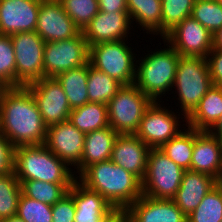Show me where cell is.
<instances>
[{"instance_id": "obj_1", "label": "cell", "mask_w": 222, "mask_h": 222, "mask_svg": "<svg viewBox=\"0 0 222 222\" xmlns=\"http://www.w3.org/2000/svg\"><path fill=\"white\" fill-rule=\"evenodd\" d=\"M0 132L11 142L14 149L45 143L47 126L26 86L1 89Z\"/></svg>"}, {"instance_id": "obj_2", "label": "cell", "mask_w": 222, "mask_h": 222, "mask_svg": "<svg viewBox=\"0 0 222 222\" xmlns=\"http://www.w3.org/2000/svg\"><path fill=\"white\" fill-rule=\"evenodd\" d=\"M77 179L97 191L114 209L126 210L142 196L141 181L111 160L88 166Z\"/></svg>"}, {"instance_id": "obj_3", "label": "cell", "mask_w": 222, "mask_h": 222, "mask_svg": "<svg viewBox=\"0 0 222 222\" xmlns=\"http://www.w3.org/2000/svg\"><path fill=\"white\" fill-rule=\"evenodd\" d=\"M13 171L18 181L38 180L73 184L77 179L76 171L44 144L15 148Z\"/></svg>"}, {"instance_id": "obj_4", "label": "cell", "mask_w": 222, "mask_h": 222, "mask_svg": "<svg viewBox=\"0 0 222 222\" xmlns=\"http://www.w3.org/2000/svg\"><path fill=\"white\" fill-rule=\"evenodd\" d=\"M164 48L155 49L136 60L134 84L152 101H160L162 96L173 90L176 68L180 55L163 39ZM167 48H166V47ZM158 50V51H157ZM141 61V62H140ZM167 92V93H166Z\"/></svg>"}, {"instance_id": "obj_5", "label": "cell", "mask_w": 222, "mask_h": 222, "mask_svg": "<svg viewBox=\"0 0 222 222\" xmlns=\"http://www.w3.org/2000/svg\"><path fill=\"white\" fill-rule=\"evenodd\" d=\"M212 85L206 58L180 56L171 93H177L181 116L187 118Z\"/></svg>"}, {"instance_id": "obj_6", "label": "cell", "mask_w": 222, "mask_h": 222, "mask_svg": "<svg viewBox=\"0 0 222 222\" xmlns=\"http://www.w3.org/2000/svg\"><path fill=\"white\" fill-rule=\"evenodd\" d=\"M127 40L103 42L90 46V64L121 85L133 84L136 77L137 54L133 53L131 44Z\"/></svg>"}, {"instance_id": "obj_7", "label": "cell", "mask_w": 222, "mask_h": 222, "mask_svg": "<svg viewBox=\"0 0 222 222\" xmlns=\"http://www.w3.org/2000/svg\"><path fill=\"white\" fill-rule=\"evenodd\" d=\"M152 102L134 83L122 85L107 104L109 126L118 134H135Z\"/></svg>"}, {"instance_id": "obj_8", "label": "cell", "mask_w": 222, "mask_h": 222, "mask_svg": "<svg viewBox=\"0 0 222 222\" xmlns=\"http://www.w3.org/2000/svg\"><path fill=\"white\" fill-rule=\"evenodd\" d=\"M184 172L159 148H150L145 176L141 182L142 195L156 199H173Z\"/></svg>"}, {"instance_id": "obj_9", "label": "cell", "mask_w": 222, "mask_h": 222, "mask_svg": "<svg viewBox=\"0 0 222 222\" xmlns=\"http://www.w3.org/2000/svg\"><path fill=\"white\" fill-rule=\"evenodd\" d=\"M162 102L164 105V101H153L145 110L135 133L150 148H160L184 130L181 126H187L186 123L181 125L180 118L186 122V117H179L181 112L174 113V110L163 106Z\"/></svg>"}, {"instance_id": "obj_10", "label": "cell", "mask_w": 222, "mask_h": 222, "mask_svg": "<svg viewBox=\"0 0 222 222\" xmlns=\"http://www.w3.org/2000/svg\"><path fill=\"white\" fill-rule=\"evenodd\" d=\"M10 37L15 53L16 87L42 79L45 41L36 32H19Z\"/></svg>"}, {"instance_id": "obj_11", "label": "cell", "mask_w": 222, "mask_h": 222, "mask_svg": "<svg viewBox=\"0 0 222 222\" xmlns=\"http://www.w3.org/2000/svg\"><path fill=\"white\" fill-rule=\"evenodd\" d=\"M90 47L82 31L75 37L56 42H45L44 77H57L67 70L89 63Z\"/></svg>"}, {"instance_id": "obj_12", "label": "cell", "mask_w": 222, "mask_h": 222, "mask_svg": "<svg viewBox=\"0 0 222 222\" xmlns=\"http://www.w3.org/2000/svg\"><path fill=\"white\" fill-rule=\"evenodd\" d=\"M26 87L31 91L47 127L69 120L72 109L56 77H43Z\"/></svg>"}, {"instance_id": "obj_13", "label": "cell", "mask_w": 222, "mask_h": 222, "mask_svg": "<svg viewBox=\"0 0 222 222\" xmlns=\"http://www.w3.org/2000/svg\"><path fill=\"white\" fill-rule=\"evenodd\" d=\"M163 39L180 56L206 58L213 49V35L192 16L185 18Z\"/></svg>"}, {"instance_id": "obj_14", "label": "cell", "mask_w": 222, "mask_h": 222, "mask_svg": "<svg viewBox=\"0 0 222 222\" xmlns=\"http://www.w3.org/2000/svg\"><path fill=\"white\" fill-rule=\"evenodd\" d=\"M35 32L45 42L71 39L81 31L59 0H41Z\"/></svg>"}, {"instance_id": "obj_15", "label": "cell", "mask_w": 222, "mask_h": 222, "mask_svg": "<svg viewBox=\"0 0 222 222\" xmlns=\"http://www.w3.org/2000/svg\"><path fill=\"white\" fill-rule=\"evenodd\" d=\"M85 135L67 120L47 127L44 145L75 170L81 163Z\"/></svg>"}, {"instance_id": "obj_16", "label": "cell", "mask_w": 222, "mask_h": 222, "mask_svg": "<svg viewBox=\"0 0 222 222\" xmlns=\"http://www.w3.org/2000/svg\"><path fill=\"white\" fill-rule=\"evenodd\" d=\"M131 23L128 11H99L82 33L89 47L103 42L125 40L131 34Z\"/></svg>"}, {"instance_id": "obj_17", "label": "cell", "mask_w": 222, "mask_h": 222, "mask_svg": "<svg viewBox=\"0 0 222 222\" xmlns=\"http://www.w3.org/2000/svg\"><path fill=\"white\" fill-rule=\"evenodd\" d=\"M41 0H0V34L35 32Z\"/></svg>"}, {"instance_id": "obj_18", "label": "cell", "mask_w": 222, "mask_h": 222, "mask_svg": "<svg viewBox=\"0 0 222 222\" xmlns=\"http://www.w3.org/2000/svg\"><path fill=\"white\" fill-rule=\"evenodd\" d=\"M149 150L150 147L136 134H118L110 160L135 175L142 182Z\"/></svg>"}, {"instance_id": "obj_19", "label": "cell", "mask_w": 222, "mask_h": 222, "mask_svg": "<svg viewBox=\"0 0 222 222\" xmlns=\"http://www.w3.org/2000/svg\"><path fill=\"white\" fill-rule=\"evenodd\" d=\"M128 222H187L174 201L142 195L126 210Z\"/></svg>"}, {"instance_id": "obj_20", "label": "cell", "mask_w": 222, "mask_h": 222, "mask_svg": "<svg viewBox=\"0 0 222 222\" xmlns=\"http://www.w3.org/2000/svg\"><path fill=\"white\" fill-rule=\"evenodd\" d=\"M222 142L209 131L195 129L190 171L212 176L220 183Z\"/></svg>"}, {"instance_id": "obj_21", "label": "cell", "mask_w": 222, "mask_h": 222, "mask_svg": "<svg viewBox=\"0 0 222 222\" xmlns=\"http://www.w3.org/2000/svg\"><path fill=\"white\" fill-rule=\"evenodd\" d=\"M68 193L75 204L74 222H102L115 210L103 196L87 188L78 179Z\"/></svg>"}, {"instance_id": "obj_22", "label": "cell", "mask_w": 222, "mask_h": 222, "mask_svg": "<svg viewBox=\"0 0 222 222\" xmlns=\"http://www.w3.org/2000/svg\"><path fill=\"white\" fill-rule=\"evenodd\" d=\"M218 183L210 175L186 170L183 174L180 187L172 200L188 216L201 203L203 197Z\"/></svg>"}, {"instance_id": "obj_23", "label": "cell", "mask_w": 222, "mask_h": 222, "mask_svg": "<svg viewBox=\"0 0 222 222\" xmlns=\"http://www.w3.org/2000/svg\"><path fill=\"white\" fill-rule=\"evenodd\" d=\"M117 136L110 126L86 133L81 163L75 168L77 175L92 164L110 160Z\"/></svg>"}, {"instance_id": "obj_24", "label": "cell", "mask_w": 222, "mask_h": 222, "mask_svg": "<svg viewBox=\"0 0 222 222\" xmlns=\"http://www.w3.org/2000/svg\"><path fill=\"white\" fill-rule=\"evenodd\" d=\"M222 117V86L212 85L198 106L186 118V124L198 131H209Z\"/></svg>"}, {"instance_id": "obj_25", "label": "cell", "mask_w": 222, "mask_h": 222, "mask_svg": "<svg viewBox=\"0 0 222 222\" xmlns=\"http://www.w3.org/2000/svg\"><path fill=\"white\" fill-rule=\"evenodd\" d=\"M127 8L132 24L138 22V28L162 38L161 0H127Z\"/></svg>"}, {"instance_id": "obj_26", "label": "cell", "mask_w": 222, "mask_h": 222, "mask_svg": "<svg viewBox=\"0 0 222 222\" xmlns=\"http://www.w3.org/2000/svg\"><path fill=\"white\" fill-rule=\"evenodd\" d=\"M89 63L60 73L56 79L61 83L71 109L83 106L88 99L87 79Z\"/></svg>"}, {"instance_id": "obj_27", "label": "cell", "mask_w": 222, "mask_h": 222, "mask_svg": "<svg viewBox=\"0 0 222 222\" xmlns=\"http://www.w3.org/2000/svg\"><path fill=\"white\" fill-rule=\"evenodd\" d=\"M69 121L85 134L108 127L107 104L87 102L83 106L71 110Z\"/></svg>"}, {"instance_id": "obj_28", "label": "cell", "mask_w": 222, "mask_h": 222, "mask_svg": "<svg viewBox=\"0 0 222 222\" xmlns=\"http://www.w3.org/2000/svg\"><path fill=\"white\" fill-rule=\"evenodd\" d=\"M187 127V128H186ZM159 149L182 169L190 170L195 142V129L188 126Z\"/></svg>"}, {"instance_id": "obj_29", "label": "cell", "mask_w": 222, "mask_h": 222, "mask_svg": "<svg viewBox=\"0 0 222 222\" xmlns=\"http://www.w3.org/2000/svg\"><path fill=\"white\" fill-rule=\"evenodd\" d=\"M122 85L106 73L94 68L89 62L87 79L89 102L108 104Z\"/></svg>"}, {"instance_id": "obj_30", "label": "cell", "mask_w": 222, "mask_h": 222, "mask_svg": "<svg viewBox=\"0 0 222 222\" xmlns=\"http://www.w3.org/2000/svg\"><path fill=\"white\" fill-rule=\"evenodd\" d=\"M21 193L41 203L54 205L64 197L73 184H56L38 180L19 181Z\"/></svg>"}, {"instance_id": "obj_31", "label": "cell", "mask_w": 222, "mask_h": 222, "mask_svg": "<svg viewBox=\"0 0 222 222\" xmlns=\"http://www.w3.org/2000/svg\"><path fill=\"white\" fill-rule=\"evenodd\" d=\"M187 222H222V184L207 193L197 208L187 216Z\"/></svg>"}, {"instance_id": "obj_32", "label": "cell", "mask_w": 222, "mask_h": 222, "mask_svg": "<svg viewBox=\"0 0 222 222\" xmlns=\"http://www.w3.org/2000/svg\"><path fill=\"white\" fill-rule=\"evenodd\" d=\"M21 196V186L14 171L0 175V219L15 216Z\"/></svg>"}, {"instance_id": "obj_33", "label": "cell", "mask_w": 222, "mask_h": 222, "mask_svg": "<svg viewBox=\"0 0 222 222\" xmlns=\"http://www.w3.org/2000/svg\"><path fill=\"white\" fill-rule=\"evenodd\" d=\"M196 0H161L162 39L185 18L191 16Z\"/></svg>"}, {"instance_id": "obj_34", "label": "cell", "mask_w": 222, "mask_h": 222, "mask_svg": "<svg viewBox=\"0 0 222 222\" xmlns=\"http://www.w3.org/2000/svg\"><path fill=\"white\" fill-rule=\"evenodd\" d=\"M191 16L212 35L222 27V5L217 0H196Z\"/></svg>"}, {"instance_id": "obj_35", "label": "cell", "mask_w": 222, "mask_h": 222, "mask_svg": "<svg viewBox=\"0 0 222 222\" xmlns=\"http://www.w3.org/2000/svg\"><path fill=\"white\" fill-rule=\"evenodd\" d=\"M68 16L83 31L99 12L98 0H59Z\"/></svg>"}, {"instance_id": "obj_36", "label": "cell", "mask_w": 222, "mask_h": 222, "mask_svg": "<svg viewBox=\"0 0 222 222\" xmlns=\"http://www.w3.org/2000/svg\"><path fill=\"white\" fill-rule=\"evenodd\" d=\"M0 86L16 87V62L10 35L0 34Z\"/></svg>"}, {"instance_id": "obj_37", "label": "cell", "mask_w": 222, "mask_h": 222, "mask_svg": "<svg viewBox=\"0 0 222 222\" xmlns=\"http://www.w3.org/2000/svg\"><path fill=\"white\" fill-rule=\"evenodd\" d=\"M16 215L25 222H52V206L21 193Z\"/></svg>"}, {"instance_id": "obj_38", "label": "cell", "mask_w": 222, "mask_h": 222, "mask_svg": "<svg viewBox=\"0 0 222 222\" xmlns=\"http://www.w3.org/2000/svg\"><path fill=\"white\" fill-rule=\"evenodd\" d=\"M75 213L73 197L67 193L52 205V222H74Z\"/></svg>"}, {"instance_id": "obj_39", "label": "cell", "mask_w": 222, "mask_h": 222, "mask_svg": "<svg viewBox=\"0 0 222 222\" xmlns=\"http://www.w3.org/2000/svg\"><path fill=\"white\" fill-rule=\"evenodd\" d=\"M14 148L11 142L0 132V175L13 172Z\"/></svg>"}, {"instance_id": "obj_40", "label": "cell", "mask_w": 222, "mask_h": 222, "mask_svg": "<svg viewBox=\"0 0 222 222\" xmlns=\"http://www.w3.org/2000/svg\"><path fill=\"white\" fill-rule=\"evenodd\" d=\"M206 59L212 84L222 86V49L213 48Z\"/></svg>"}, {"instance_id": "obj_41", "label": "cell", "mask_w": 222, "mask_h": 222, "mask_svg": "<svg viewBox=\"0 0 222 222\" xmlns=\"http://www.w3.org/2000/svg\"><path fill=\"white\" fill-rule=\"evenodd\" d=\"M98 5L101 12L128 11L127 0H98Z\"/></svg>"}, {"instance_id": "obj_42", "label": "cell", "mask_w": 222, "mask_h": 222, "mask_svg": "<svg viewBox=\"0 0 222 222\" xmlns=\"http://www.w3.org/2000/svg\"><path fill=\"white\" fill-rule=\"evenodd\" d=\"M102 222H128L125 210L115 209Z\"/></svg>"}, {"instance_id": "obj_43", "label": "cell", "mask_w": 222, "mask_h": 222, "mask_svg": "<svg viewBox=\"0 0 222 222\" xmlns=\"http://www.w3.org/2000/svg\"><path fill=\"white\" fill-rule=\"evenodd\" d=\"M209 132L222 142V117L219 118Z\"/></svg>"}, {"instance_id": "obj_44", "label": "cell", "mask_w": 222, "mask_h": 222, "mask_svg": "<svg viewBox=\"0 0 222 222\" xmlns=\"http://www.w3.org/2000/svg\"><path fill=\"white\" fill-rule=\"evenodd\" d=\"M213 48L222 49V27L213 34Z\"/></svg>"}, {"instance_id": "obj_45", "label": "cell", "mask_w": 222, "mask_h": 222, "mask_svg": "<svg viewBox=\"0 0 222 222\" xmlns=\"http://www.w3.org/2000/svg\"><path fill=\"white\" fill-rule=\"evenodd\" d=\"M0 222H25L21 218H19L17 215L5 218V219H0Z\"/></svg>"}, {"instance_id": "obj_46", "label": "cell", "mask_w": 222, "mask_h": 222, "mask_svg": "<svg viewBox=\"0 0 222 222\" xmlns=\"http://www.w3.org/2000/svg\"><path fill=\"white\" fill-rule=\"evenodd\" d=\"M222 182V159H221V170H220V183Z\"/></svg>"}]
</instances>
